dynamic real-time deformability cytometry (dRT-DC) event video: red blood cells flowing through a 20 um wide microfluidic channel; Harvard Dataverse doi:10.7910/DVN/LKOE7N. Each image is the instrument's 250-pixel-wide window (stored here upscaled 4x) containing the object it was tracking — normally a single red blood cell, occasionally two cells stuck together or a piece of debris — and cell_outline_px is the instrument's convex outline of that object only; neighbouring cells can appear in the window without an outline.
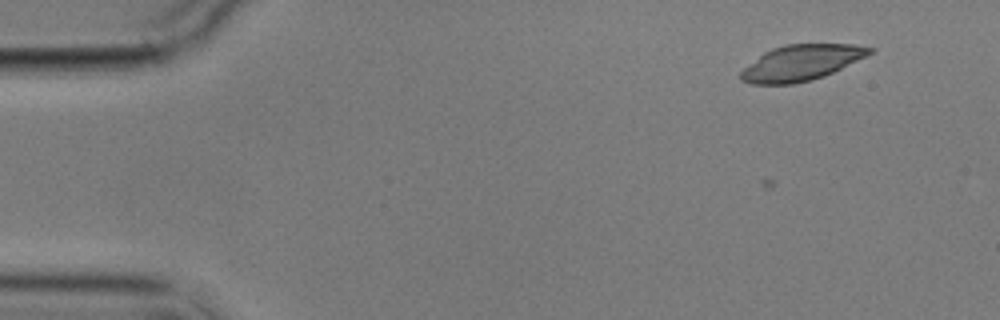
{"species": "common noctule bat (a hibernating species)", "species_latin": "Nyctalus noctula", "temperature_condition": "cold", "stored_images_in_passage": 6, "camera_frame_rate_fps": 3000, "um_per_image_px": 0.085, "animal": {"sex": "male", "body_mass_g": 17.9}, "frame": {"image": 1, "passage_image": 3, "time_ms": 2.667, "image_size_px": [1000, 320], "cell_outline_px": [[876, 48], [872, 52], [824, 76], [812, 80], [792, 84], [752, 84], [740, 80], [740, 72], [744, 68], [764, 52], [772, 48], [784, 44], [852, 44]], "centroid_in_image_um": [68.06, 5.33], "position_along_channel_um": 16.9, "area_um2": 26.47}}